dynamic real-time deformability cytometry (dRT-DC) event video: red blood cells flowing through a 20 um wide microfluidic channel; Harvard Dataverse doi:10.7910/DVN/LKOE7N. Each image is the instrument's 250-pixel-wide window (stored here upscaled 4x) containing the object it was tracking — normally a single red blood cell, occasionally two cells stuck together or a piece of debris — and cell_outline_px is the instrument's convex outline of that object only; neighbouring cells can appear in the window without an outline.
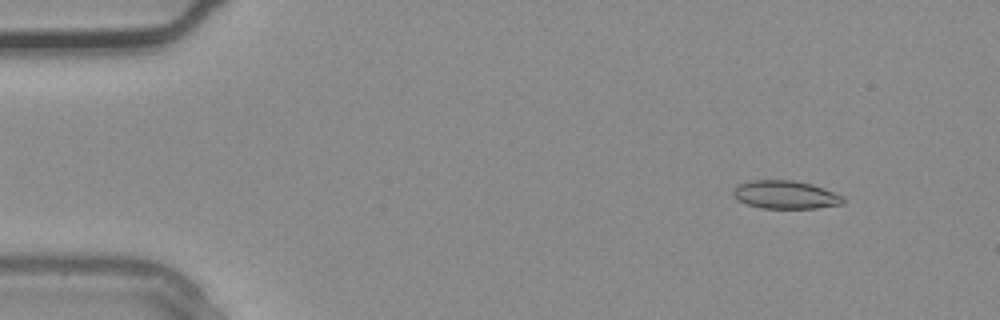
{"species": "common noctule bat (a hibernating species)", "species_latin": "Nyctalus noctula", "temperature_condition": "warm", "stored_images_in_passage": 4, "camera_frame_rate_fps": 3000, "um_per_image_px": 0.085, "animal": {"sex": "male", "body_mass_g": 20.4}, "frame": {"image": 1, "passage_image": 1, "time_ms": 0.0, "image_size_px": [1000, 320], "cell_outline_px": [[844, 204], [816, 208], [760, 208], [736, 200], [732, 196], [732, 192], [740, 184], [752, 180], [792, 180], [812, 184], [844, 196]], "centroid_in_image_um": [66.76, 16.56], "position_along_channel_um": 18.2, "area_um2": 18.03}}
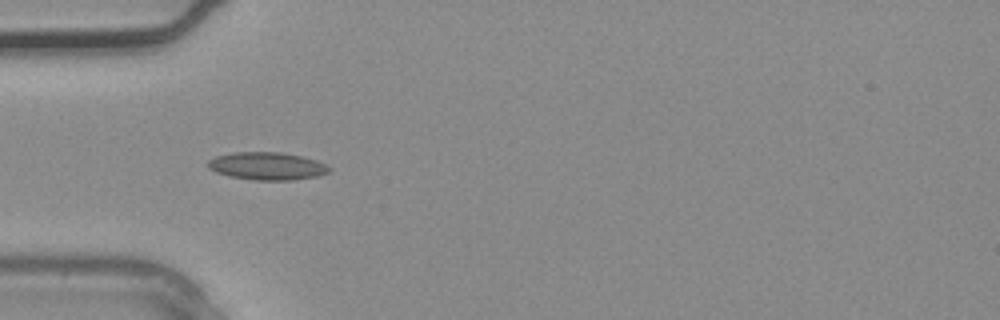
{"frame": {"image": 2, "passage_image": 3, "time_ms": 0.667, "image_size_px": [1000, 320], "cell_outline_px": [[332, 168], [328, 172], [316, 176], [292, 180], [256, 180], [228, 176], [216, 172], [208, 168], [208, 160], [216, 156], [232, 152], [280, 152], [300, 156], [316, 160]], "centroid_in_image_um": [22.67, 14.11], "position_along_channel_um": 62.3, "area_um2": 19.48}}
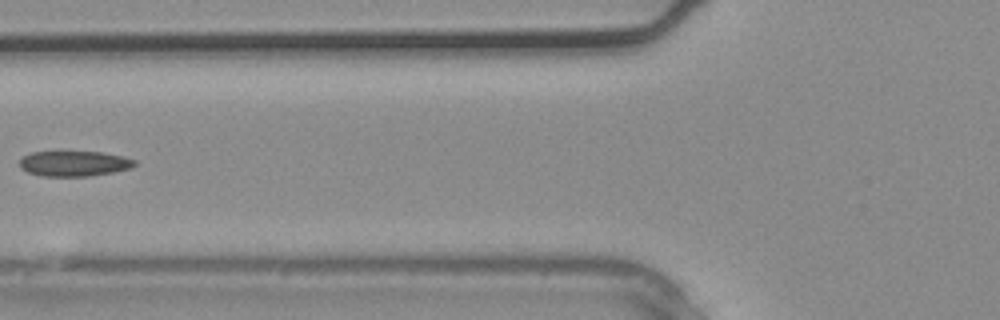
{"frame": {"image": 3, "passage_image": 4, "time_ms": 1.0, "image_size_px": [1000, 320], "cell_outline_px": [[136, 164], [132, 168], [112, 172], [88, 176], [40, 176], [28, 172], [20, 168], [20, 156], [32, 152], [104, 152], [124, 156], [136, 160]], "centroid_in_image_um": [6.3, 13.9], "position_along_channel_um": 119.5, "area_um2": 17.11}}